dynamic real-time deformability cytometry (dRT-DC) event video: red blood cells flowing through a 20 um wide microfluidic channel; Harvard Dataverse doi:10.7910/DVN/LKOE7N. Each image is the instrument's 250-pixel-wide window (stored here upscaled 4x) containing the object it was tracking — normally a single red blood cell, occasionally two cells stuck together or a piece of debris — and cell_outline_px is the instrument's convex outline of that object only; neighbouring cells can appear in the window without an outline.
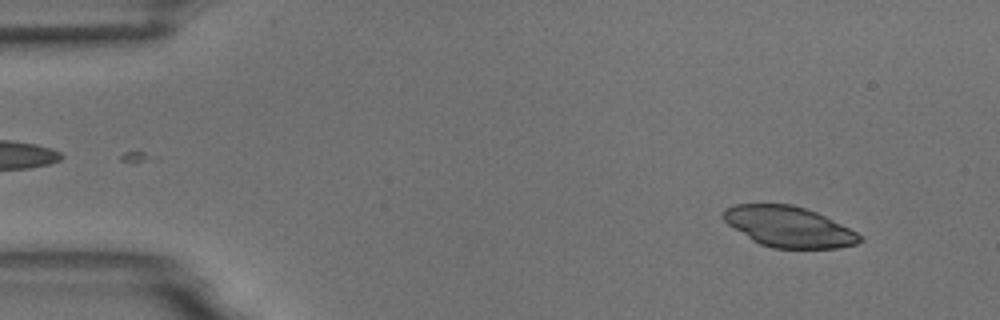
{"species": "common noctule bat (a hibernating species)", "species_latin": "Nyctalus noctula", "temperature_condition": "room temperature", "stored_images_in_passage": 54, "camera_frame_rate_fps": 3000, "um_per_image_px": 0.085, "animal": {"sex": "male", "body_mass_g": 18.8}, "frame": {"image": 1, "passage_image": 5, "time_ms": 1.333, "image_size_px": [1000, 320], "cell_outline_px": [[864, 240], [856, 244], [836, 248], [772, 248], [760, 244], [752, 240], [728, 224], [724, 220], [724, 212], [728, 208], [736, 204], [792, 204], [816, 212], [856, 232]], "centroid_in_image_um": [67.05, 19.28], "position_along_channel_um": 18.0, "area_um2": 31.79}}